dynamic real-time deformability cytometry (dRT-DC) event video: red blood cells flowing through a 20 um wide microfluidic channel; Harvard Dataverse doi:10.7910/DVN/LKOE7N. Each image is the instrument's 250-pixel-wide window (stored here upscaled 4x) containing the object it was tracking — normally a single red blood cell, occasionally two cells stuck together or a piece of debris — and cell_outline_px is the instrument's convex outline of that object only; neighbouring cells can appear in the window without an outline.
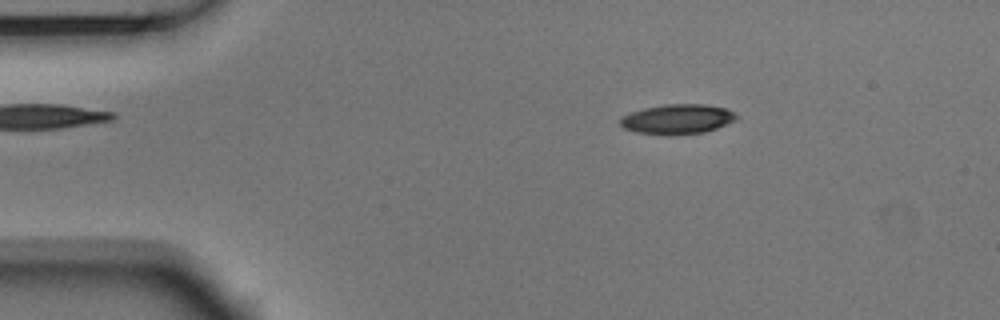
{"species": "Egyptian fruit bat (a non-hibernating species)", "species_latin": "Rousettus aegyptiacus", "temperature_condition": "room temperature", "stored_images_in_passage": 4, "camera_frame_rate_fps": 3000, "um_per_image_px": 0.085, "animal": {"sex": "male"}, "frame": {"image": 1, "passage_image": 2, "time_ms": 0.333, "image_size_px": [1000, 320], "cell_outline_px": [[736, 120], [716, 128], [704, 132], [668, 136], [636, 132], [624, 128], [620, 124], [620, 116], [644, 108], [668, 104], [704, 104], [724, 108], [736, 112]], "centroid_in_image_um": [57.56, 10.13], "position_along_channel_um": 27.4, "area_um2": 20.23}}
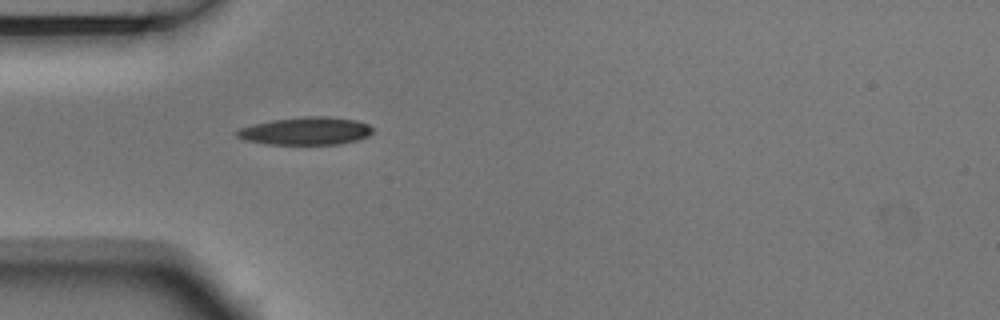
{"frame": {"image": 2, "passage_image": 4, "time_ms": 1.0, "image_size_px": [1000, 320], "cell_outline_px": [[372, 132], [368, 136], [360, 140], [340, 144], [268, 144], [244, 140], [236, 136], [232, 132], [240, 128], [252, 124], [272, 120], [304, 116], [328, 116], [356, 120], [368, 124], [372, 128]], "centroid_in_image_um": [25.98, 11.13], "position_along_channel_um": 59.0, "area_um2": 22.2}}